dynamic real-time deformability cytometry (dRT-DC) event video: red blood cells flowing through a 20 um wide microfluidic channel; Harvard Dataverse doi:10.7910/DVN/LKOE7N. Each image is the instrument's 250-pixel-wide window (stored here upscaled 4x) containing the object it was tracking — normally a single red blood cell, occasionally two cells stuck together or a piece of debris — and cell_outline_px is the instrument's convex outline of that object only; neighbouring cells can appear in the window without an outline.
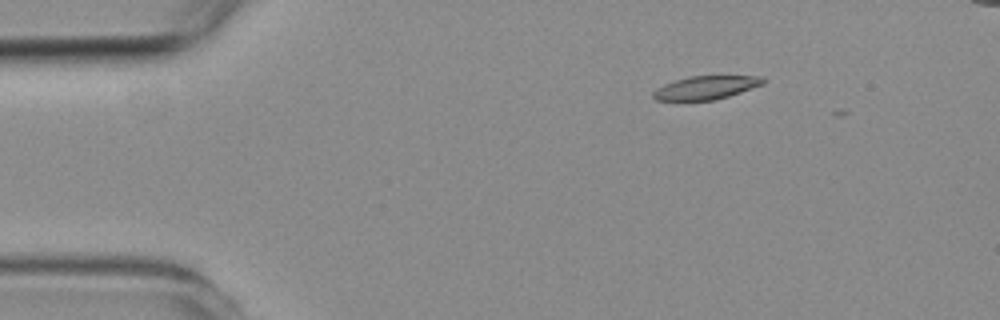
{"species": "common noctule bat (a hibernating species)", "species_latin": "Nyctalus noctula", "temperature_condition": "room temperature", "stored_images_in_passage": 4, "segment_of_instrument_passage": [1, 2], "camera_frame_rate_fps": 3000, "um_per_image_px": 0.085, "animal": {"sex": "female", "body_mass_g": 19.3, "forearm_length_mm": 54.1}, "frame": {"image": 1, "passage_image": 1, "time_ms": 0.0, "image_size_px": [1000, 320], "cell_outline_px": [[764, 84], [716, 100], [656, 100], [652, 96], [652, 92], [656, 88], [664, 84], [688, 76], [764, 76]], "centroid_in_image_um": [59.99, 7.44], "position_along_channel_um": 25.0, "area_um2": 14.91}}